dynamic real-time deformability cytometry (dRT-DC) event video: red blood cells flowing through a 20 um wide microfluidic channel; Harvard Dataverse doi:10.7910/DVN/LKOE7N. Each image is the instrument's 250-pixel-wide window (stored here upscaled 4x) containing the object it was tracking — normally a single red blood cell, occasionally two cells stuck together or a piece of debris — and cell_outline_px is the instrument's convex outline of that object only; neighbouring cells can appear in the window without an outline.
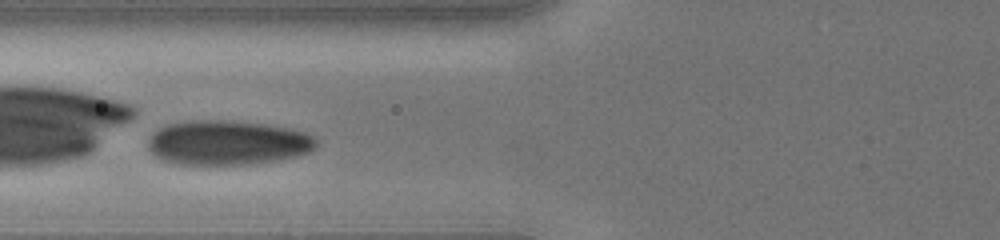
{"species": "human", "species_latin": "Homo sapiens", "temperature_condition": "cold", "stored_images_in_passage": 32, "camera_frame_rate_fps": 3000, "um_per_image_px": 0.085, "donor": {"sex": "male"}, "frame": {"image": 1, "passage_image": 18, "time_ms": 7.667, "image_size_px": [1000, 240], "cell_outline_px": [[316, 148], [308, 152], [296, 156], [280, 160], [252, 164], [176, 164], [164, 160], [156, 156], [148, 148], [148, 140], [152, 132], [156, 128], [164, 124], [184, 120], [232, 120], [264, 124], [292, 128], [304, 132], [312, 136], [316, 140]], "centroid_in_image_um": [19.31, 12.11], "position_along_channel_um": 106.5, "area_um2": 44.16}}